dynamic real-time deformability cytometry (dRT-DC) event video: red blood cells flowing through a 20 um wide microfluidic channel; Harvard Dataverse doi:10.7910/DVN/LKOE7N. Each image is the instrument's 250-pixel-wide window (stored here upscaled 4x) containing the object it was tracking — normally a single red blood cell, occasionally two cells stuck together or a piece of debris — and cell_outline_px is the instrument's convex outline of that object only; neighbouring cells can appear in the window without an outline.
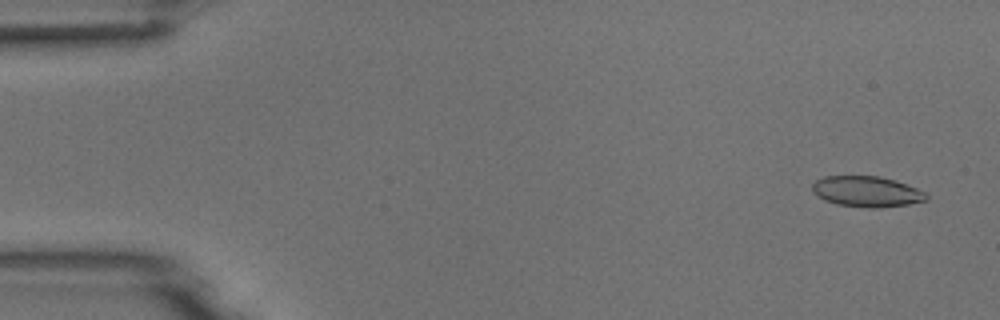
{"species": "common noctule bat (a hibernating species)", "species_latin": "Nyctalus noctula", "temperature_condition": "room temperature", "stored_images_in_passage": 5, "camera_frame_rate_fps": 3000, "um_per_image_px": 0.085, "animal": {"sex": "male", "body_mass_g": 18.8}, "frame": {"image": 1, "passage_image": 1, "time_ms": 0.0, "image_size_px": [1000, 320], "cell_outline_px": [[928, 200], [908, 204], [880, 208], [864, 208], [836, 204], [824, 200], [816, 196], [812, 192], [812, 184], [816, 180], [824, 176], [880, 176], [916, 188], [924, 192], [928, 196]], "centroid_in_image_um": [73.62, 16.29], "position_along_channel_um": 11.4, "area_um2": 20.46}}
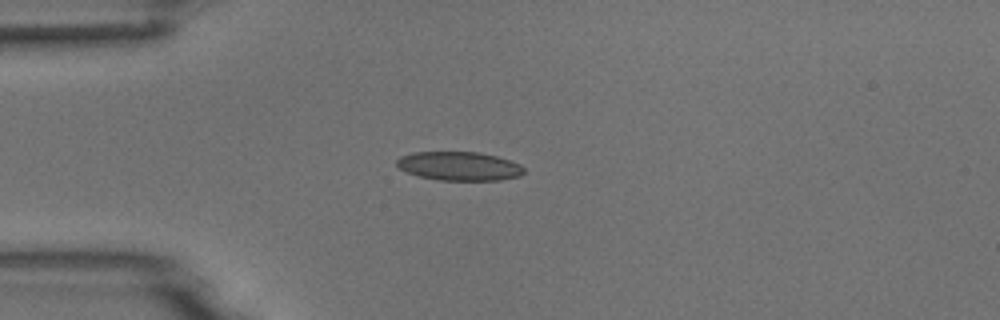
{"frame": {"image": 2, "passage_image": 4, "time_ms": 3.667, "image_size_px": [1000, 320], "cell_outline_px": [[524, 172], [520, 176], [500, 180], [436, 180], [420, 176], [408, 172], [400, 168], [396, 164], [396, 160], [400, 156], [412, 152], [480, 152], [496, 156], [520, 164], [524, 168]], "centroid_in_image_um": [39.03, 14.11], "position_along_channel_um": 46.0, "area_um2": 21.33}}